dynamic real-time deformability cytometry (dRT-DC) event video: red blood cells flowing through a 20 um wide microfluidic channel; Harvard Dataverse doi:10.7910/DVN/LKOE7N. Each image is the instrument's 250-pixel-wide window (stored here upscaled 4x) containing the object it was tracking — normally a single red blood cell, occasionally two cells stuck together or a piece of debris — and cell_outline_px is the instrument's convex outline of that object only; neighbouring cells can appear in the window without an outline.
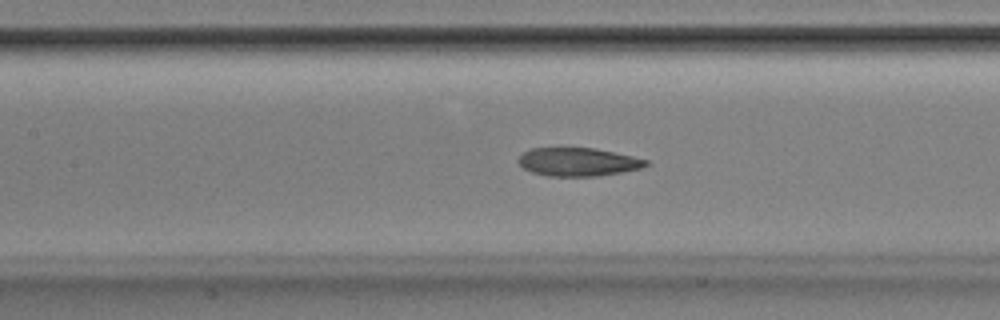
{"species": "Egyptian fruit bat (a non-hibernating species)", "species_latin": "Rousettus aegyptiacus", "temperature_condition": "room temperature", "stored_images_in_passage": 52, "camera_frame_rate_fps": 3000, "um_per_image_px": 0.085, "animal": {"sex": "male"}, "frame": {"image": 1, "passage_image": 23, "time_ms": 7.333, "image_size_px": [1000, 320], "cell_outline_px": [[648, 164], [640, 168], [600, 176], [548, 176], [532, 172], [524, 168], [516, 160], [524, 152], [532, 148], [596, 148], [632, 156], [648, 160]], "centroid_in_image_um": [49.12, 13.76], "position_along_channel_um": 158.3, "area_um2": 20.92}}
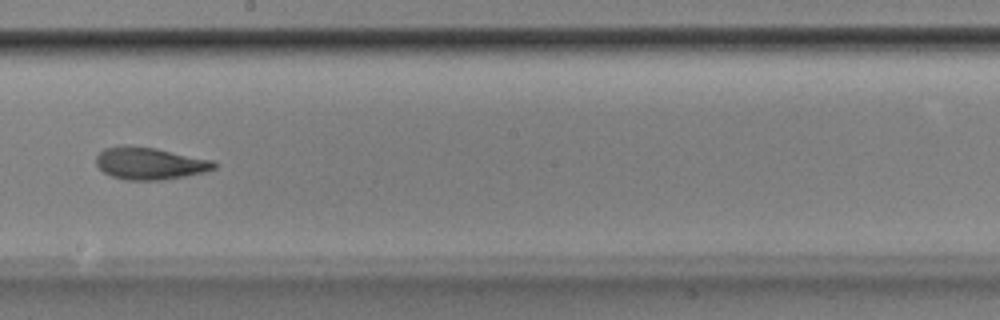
{"frame": {"image": 2, "passage_image": 29, "time_ms": 9.333, "image_size_px": [1000, 320], "cell_outline_px": [[216, 168], [204, 172], [184, 176], [160, 180], [128, 180], [112, 176], [104, 172], [96, 164], [96, 156], [104, 148], [124, 144], [128, 144], [156, 148], [216, 160]], "centroid_in_image_um": [12.74, 13.86], "position_along_channel_um": 235.5, "area_um2": 22.37}}
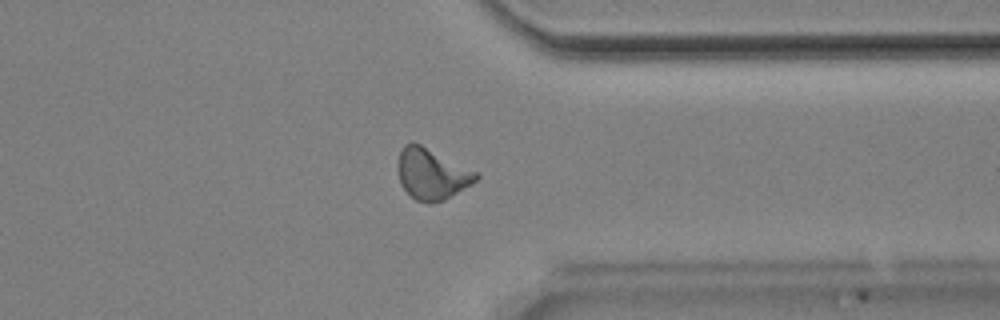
{"frame": {"image": 3, "passage_image": 40, "time_ms": 13.0, "image_size_px": [1000, 320], "cell_outline_px": [[480, 176], [472, 184], [444, 200], [428, 204], [416, 200], [400, 184], [400, 152], [404, 144], [420, 144], [480, 172]], "centroid_in_image_um": [36.78, 14.8], "position_along_channel_um": 374.6, "area_um2": 22.89}, "authors_computed_cell_mechanics": {"area_um2": 22.1374, "velocity_mm_per_s": 3.88, "shape_relaxation_time_tau1_ms": 8.7886, "shape_relaxation_time_tau2_ms": 3.4423, "deformation_change_tau1": 0.2179, "deformation_change_tau2": 0.1108}}